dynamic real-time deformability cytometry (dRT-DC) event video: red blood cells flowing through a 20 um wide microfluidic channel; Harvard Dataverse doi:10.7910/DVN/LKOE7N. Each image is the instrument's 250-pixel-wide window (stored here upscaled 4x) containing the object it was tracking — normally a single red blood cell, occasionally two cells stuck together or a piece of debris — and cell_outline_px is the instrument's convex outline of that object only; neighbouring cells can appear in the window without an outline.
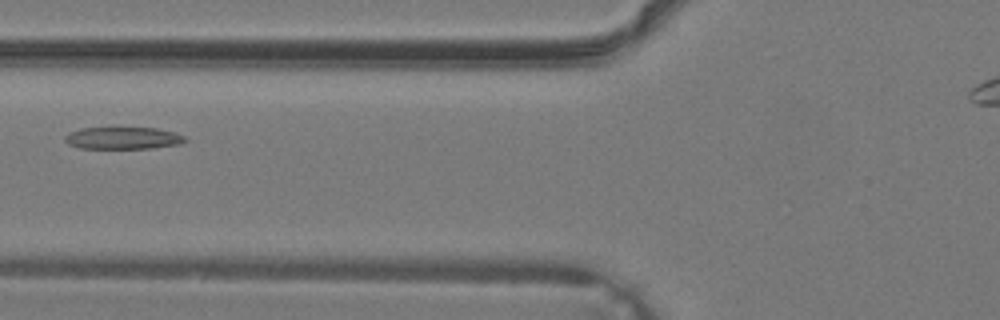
{"species": "common noctule bat (a hibernating species)", "species_latin": "Nyctalus noctula", "temperature_condition": "warm", "stored_images_in_passage": 32, "camera_frame_rate_fps": 3000, "um_per_image_px": 0.085, "animal": {"sex": "male", "body_mass_g": 19.2, "forearm_length_mm": 51.8}, "frame": {"image": 1, "passage_image": 11, "time_ms": 3.333, "image_size_px": [1000, 320], "cell_outline_px": [[188, 140], [180, 144], [152, 148], [80, 148], [68, 144], [64, 140], [64, 136], [68, 132], [80, 128], [112, 124], [156, 128], [176, 132], [184, 136]], "centroid_in_image_um": [10.41, 11.67], "position_along_channel_um": 115.4, "area_um2": 16.65}}
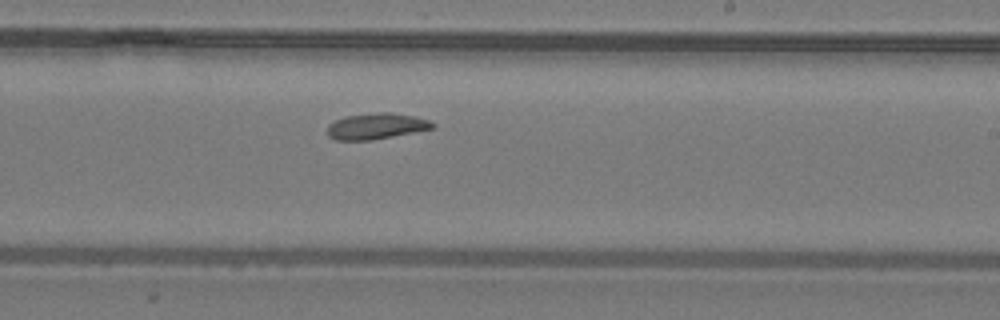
{"frame": {"image": 2, "passage_image": 19, "time_ms": 6.0, "image_size_px": [1000, 320], "cell_outline_px": [[436, 128], [372, 140], [336, 140], [328, 136], [328, 124], [344, 116], [376, 112], [388, 112], [412, 116], [428, 120], [436, 124]], "centroid_in_image_um": [31.98, 10.72], "position_along_channel_um": 257.0, "area_um2": 15.95}}
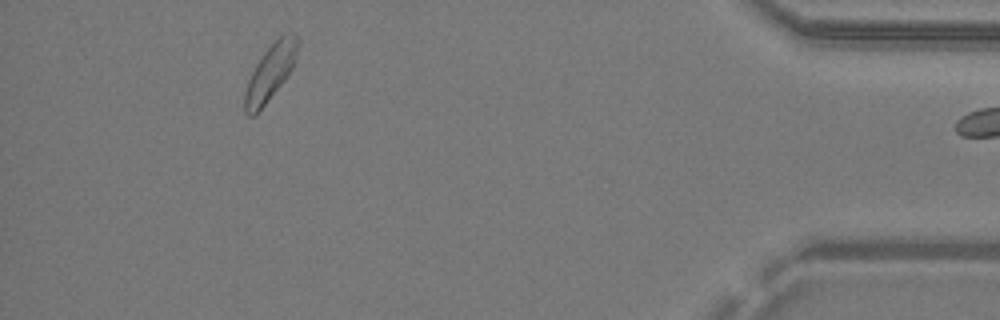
{"frame": {"image": 3, "passage_image": 31, "time_ms": 10.0, "image_size_px": [1000, 320], "cell_outline_px": [[300, 40], [292, 68], [284, 80], [264, 104], [252, 116], [248, 116], [244, 112], [244, 92], [248, 80], [256, 64], [264, 52], [280, 36], [292, 32]], "centroid_in_image_um": [22.96, 6.14], "position_along_channel_um": 412.2, "area_um2": 16.76}}